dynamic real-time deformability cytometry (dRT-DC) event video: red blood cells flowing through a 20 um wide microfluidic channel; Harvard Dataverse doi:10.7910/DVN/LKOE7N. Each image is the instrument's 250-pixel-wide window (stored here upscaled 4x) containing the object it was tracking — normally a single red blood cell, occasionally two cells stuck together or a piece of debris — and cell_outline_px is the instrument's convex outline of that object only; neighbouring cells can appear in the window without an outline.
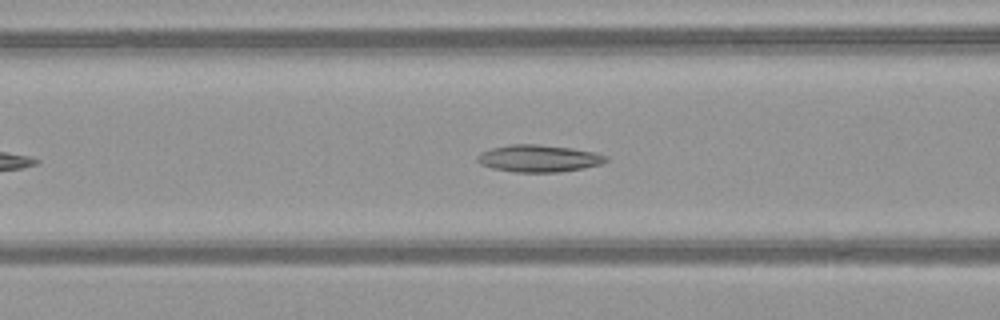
{"species": "common noctule bat (a hibernating species)", "species_latin": "Nyctalus noctula", "temperature_condition": "warm", "stored_images_in_passage": 32, "camera_frame_rate_fps": 3000, "um_per_image_px": 0.085, "animal": {"sex": "female", "body_mass_g": 21.9}, "frame": {"image": 1, "passage_image": 11, "time_ms": 3.333, "image_size_px": [1000, 320], "cell_outline_px": [[608, 160], [600, 164], [584, 168], [560, 172], [516, 172], [492, 168], [480, 164], [476, 160], [476, 156], [480, 152], [492, 148], [508, 144], [536, 144], [572, 148], [596, 152], [608, 156]], "centroid_in_image_um": [45.78, 13.46], "position_along_channel_um": 120.8, "area_um2": 20.46}}
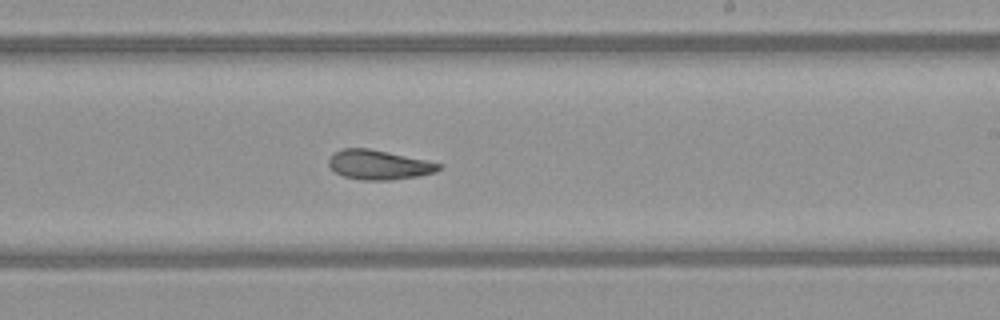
{"frame": {"image": 2, "passage_image": 21, "time_ms": 6.667, "image_size_px": [1000, 320], "cell_outline_px": [[444, 168], [436, 172], [416, 176], [388, 180], [364, 180], [344, 176], [336, 172], [328, 164], [328, 156], [332, 152], [340, 148], [368, 148], [428, 160], [444, 164]], "centroid_in_image_um": [32.21, 13.99], "position_along_channel_um": 256.8, "area_um2": 19.13}}
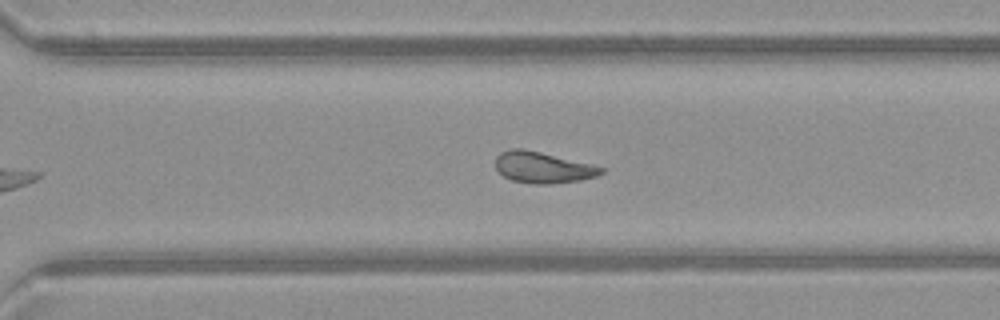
{"frame": {"image": 3, "passage_image": 26, "time_ms": 8.333, "image_size_px": [1000, 320], "cell_outline_px": [[604, 172], [596, 176], [580, 180], [548, 184], [532, 184], [512, 180], [504, 176], [496, 168], [496, 156], [500, 152], [512, 148], [524, 148], [592, 164], [604, 168]], "centroid_in_image_um": [46.13, 14.22], "position_along_channel_um": 324.5, "area_um2": 19.19}}